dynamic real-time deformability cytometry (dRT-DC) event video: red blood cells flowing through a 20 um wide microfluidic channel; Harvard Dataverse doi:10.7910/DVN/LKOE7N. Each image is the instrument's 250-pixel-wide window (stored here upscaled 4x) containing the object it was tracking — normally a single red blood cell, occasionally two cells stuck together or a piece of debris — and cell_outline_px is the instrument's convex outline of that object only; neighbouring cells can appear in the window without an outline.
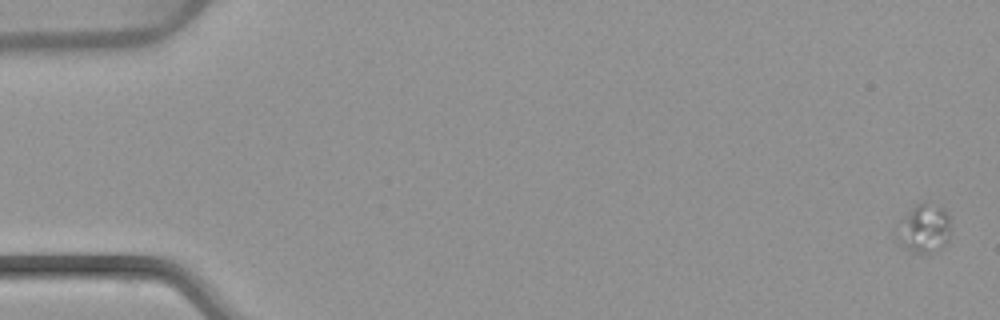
{"species": "common noctule bat (a hibernating species)", "species_latin": "Nyctalus noctula", "temperature_condition": "warm", "stored_images_in_passage": 6, "camera_frame_rate_fps": 3000, "um_per_image_px": 0.085, "animal": {"sex": "female", "body_mass_g": 22.7, "forearm_length_mm": 54.2}, "frame": {"image": 1, "passage_image": 1, "time_ms": 0.0, "image_size_px": [1000, 320], "cell_outline_px": [[948, 236], [944, 244], [928, 256], [924, 256], [912, 252], [896, 236], [912, 208], [916, 204], [924, 200], [944, 208], [948, 212]], "centroid_in_image_um": [78.61, 19.43], "position_along_channel_um": 6.4, "area_um2": 14.62}}
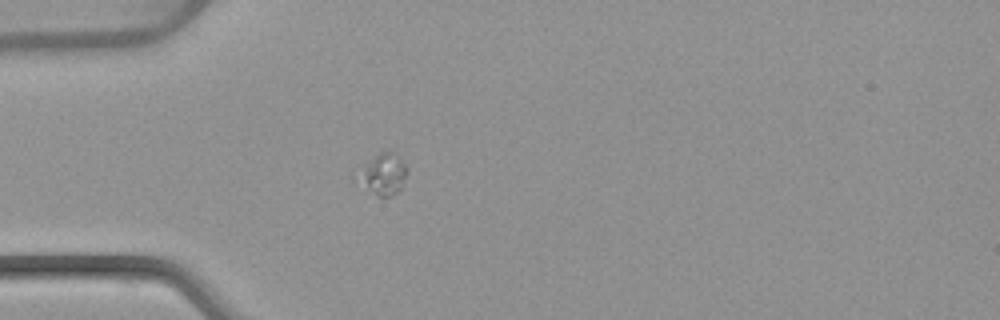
{"frame": {"image": 2, "passage_image": 5, "time_ms": 5.0, "image_size_px": [1000, 320], "cell_outline_px": [[408, 172], [400, 188], [396, 192], [388, 196], [376, 196], [352, 180], [352, 176], [380, 152], [392, 152], [408, 168]], "centroid_in_image_um": [32.48, 14.85], "position_along_channel_um": 52.5, "area_um2": 11.85}}